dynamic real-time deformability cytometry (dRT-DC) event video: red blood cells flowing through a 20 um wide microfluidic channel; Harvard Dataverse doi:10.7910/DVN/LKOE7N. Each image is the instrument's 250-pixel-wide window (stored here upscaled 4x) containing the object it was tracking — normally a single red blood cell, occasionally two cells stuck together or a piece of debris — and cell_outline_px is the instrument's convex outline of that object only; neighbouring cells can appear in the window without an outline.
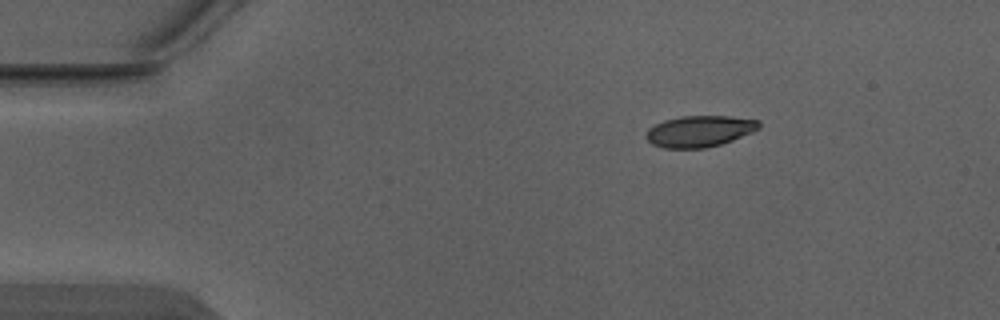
{"species": "Egyptian fruit bat (a non-hibernating species)", "species_latin": "Rousettus aegyptiacus", "temperature_condition": "warm", "stored_images_in_passage": 3, "camera_frame_rate_fps": 3000, "um_per_image_px": 0.085, "animal": {"sex": "male"}, "frame": {"image": 1, "passage_image": 1, "time_ms": 0.0, "image_size_px": [1000, 320], "cell_outline_px": [[760, 128], [752, 132], [732, 140], [720, 144], [704, 148], [664, 148], [652, 144], [644, 136], [648, 128], [664, 120], [680, 116], [732, 116], [760, 120]], "centroid_in_image_um": [59.45, 11.14], "position_along_channel_um": 25.5, "area_um2": 20.63}}
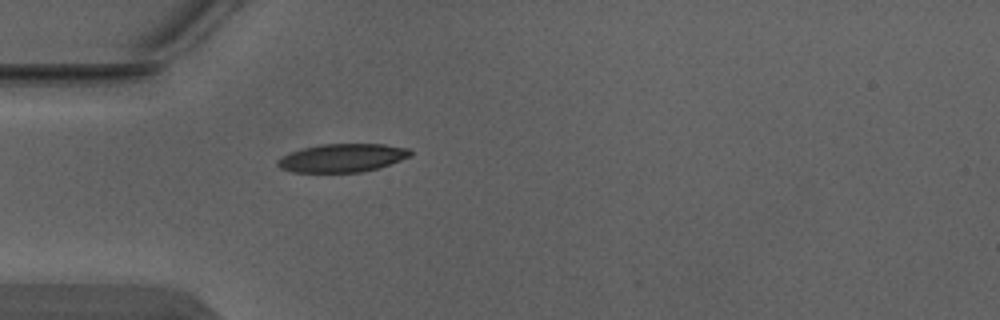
{"frame": {"image": 2, "passage_image": 3, "time_ms": 0.667, "image_size_px": [1000, 320], "cell_outline_px": [[412, 156], [376, 168], [360, 172], [292, 172], [280, 168], [276, 164], [276, 160], [292, 152], [304, 148], [320, 144], [384, 144], [412, 148]], "centroid_in_image_um": [29.12, 13.41], "position_along_channel_um": 55.9, "area_um2": 21.79}}